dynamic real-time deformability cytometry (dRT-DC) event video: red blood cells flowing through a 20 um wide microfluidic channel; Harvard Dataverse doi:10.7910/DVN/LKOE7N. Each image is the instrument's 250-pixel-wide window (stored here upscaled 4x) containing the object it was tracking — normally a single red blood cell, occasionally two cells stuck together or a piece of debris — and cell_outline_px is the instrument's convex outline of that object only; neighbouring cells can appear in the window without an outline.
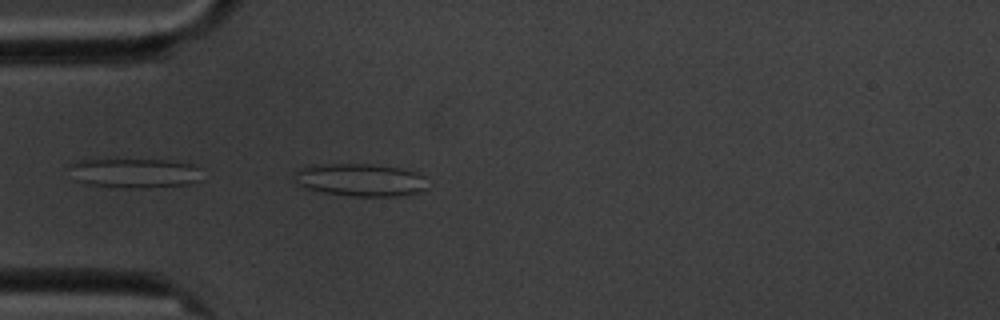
{"species": "common noctule bat (a hibernating species)", "species_latin": "Nyctalus noctula", "temperature_condition": "cold", "stored_images_in_passage": 4, "camera_frame_rate_fps": 3000, "um_per_image_px": 0.085, "animal": {"sex": "male", "body_mass_g": 20.1, "forearm_length_mm": 53.5}, "frame": {"image": 1, "passage_image": 4, "time_ms": 4.333, "image_size_px": [1000, 320], "cell_outline_px": [[428, 188], [420, 192], [396, 196], [352, 196], [324, 192], [308, 188], [300, 184], [296, 172], [300, 168], [308, 164], [372, 164], [400, 168], [416, 172], [424, 176]], "centroid_in_image_um": [30.7, 15.28], "position_along_channel_um": 54.3, "area_um2": 25.14}}